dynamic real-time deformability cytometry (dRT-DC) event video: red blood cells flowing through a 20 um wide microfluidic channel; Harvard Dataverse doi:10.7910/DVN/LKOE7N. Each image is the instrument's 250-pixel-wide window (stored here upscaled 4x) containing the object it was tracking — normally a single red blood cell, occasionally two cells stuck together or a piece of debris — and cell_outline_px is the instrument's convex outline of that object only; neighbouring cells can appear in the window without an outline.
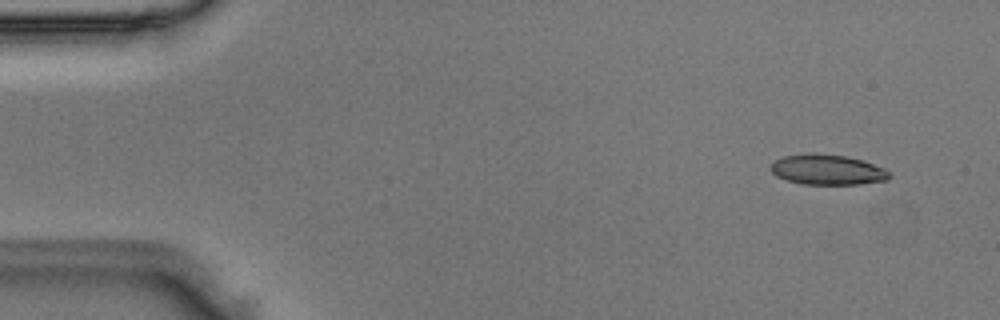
{"species": "Egyptian fruit bat (a non-hibernating species)", "species_latin": "Rousettus aegyptiacus", "temperature_condition": "room temperature", "stored_images_in_passage": 19, "camera_frame_rate_fps": 3000, "um_per_image_px": 0.085, "animal": {"sex": "male"}, "frame": {"image": 1, "passage_image": 1, "time_ms": 0.0, "image_size_px": [1000, 320], "cell_outline_px": [[892, 176], [888, 180], [860, 184], [800, 184], [776, 176], [768, 168], [776, 160], [784, 156], [808, 152], [844, 156], [864, 160], [884, 168]], "centroid_in_image_um": [70.33, 14.42], "position_along_channel_um": 14.7, "area_um2": 21.04}}
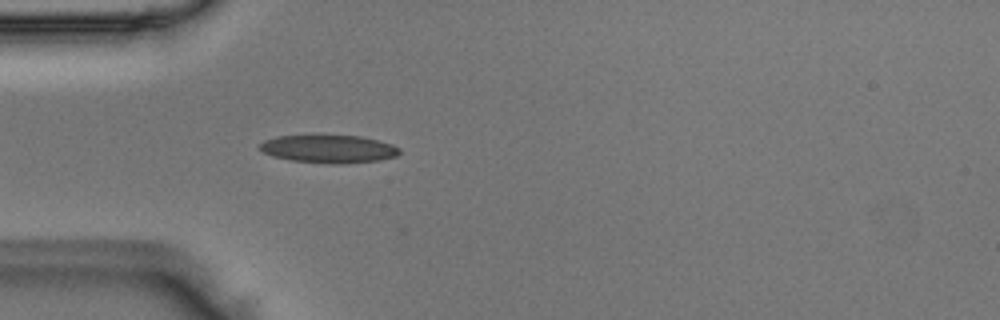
{"frame": {"image": 2, "passage_image": 12, "time_ms": 3.667, "image_size_px": [1000, 320], "cell_outline_px": [[400, 152], [396, 156], [380, 160], [336, 164], [332, 164], [292, 160], [272, 156], [264, 152], [260, 148], [260, 144], [264, 140], [276, 136], [312, 132], [320, 132], [360, 136], [392, 144], [400, 148]], "centroid_in_image_um": [27.9, 12.59], "position_along_channel_um": 57.1, "area_um2": 23.76}}
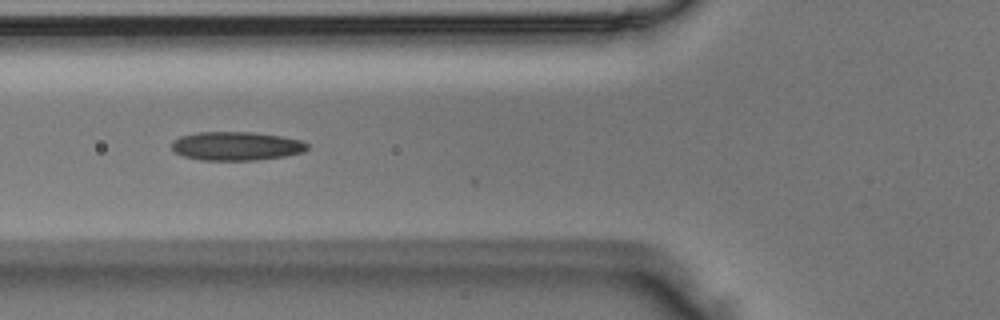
{"frame": {"image": 3, "passage_image": 16, "time_ms": 5.0, "image_size_px": [1000, 320], "cell_outline_px": [[308, 148], [304, 152], [284, 156], [252, 160], [200, 160], [184, 156], [176, 152], [172, 148], [172, 140], [180, 136], [196, 132], [252, 132], [280, 136], [300, 140], [308, 144]], "centroid_in_image_um": [20.06, 12.41], "position_along_channel_um": 105.7, "area_um2": 22.6}}